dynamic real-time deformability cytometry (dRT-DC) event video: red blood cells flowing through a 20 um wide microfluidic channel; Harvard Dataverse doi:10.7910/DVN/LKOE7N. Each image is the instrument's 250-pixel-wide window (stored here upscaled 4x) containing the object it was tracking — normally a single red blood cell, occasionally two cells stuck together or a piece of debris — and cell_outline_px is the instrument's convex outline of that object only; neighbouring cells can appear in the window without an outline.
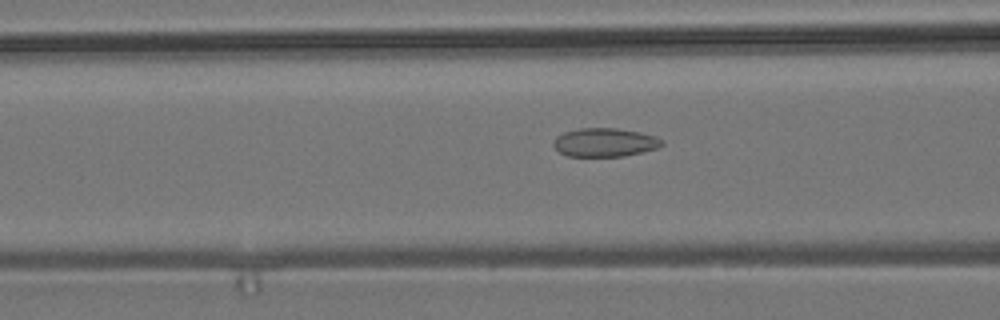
{"species": "common noctule bat (a hibernating species)", "species_latin": "Nyctalus noctula", "temperature_condition": "room temperature", "stored_images_in_passage": 36, "camera_frame_rate_fps": 3000, "um_per_image_px": 0.085, "animal": {"sex": "male", "body_mass_g": 19.2, "forearm_length_mm": 51.8}, "frame": {"image": 1, "passage_image": 14, "time_ms": 4.333, "image_size_px": [1000, 320], "cell_outline_px": [[664, 144], [660, 148], [624, 156], [568, 156], [560, 152], [552, 144], [556, 136], [564, 132], [580, 128], [616, 128], [640, 132], [656, 136], [664, 140]], "centroid_in_image_um": [51.45, 12.1], "position_along_channel_um": 115.2, "area_um2": 18.21}}
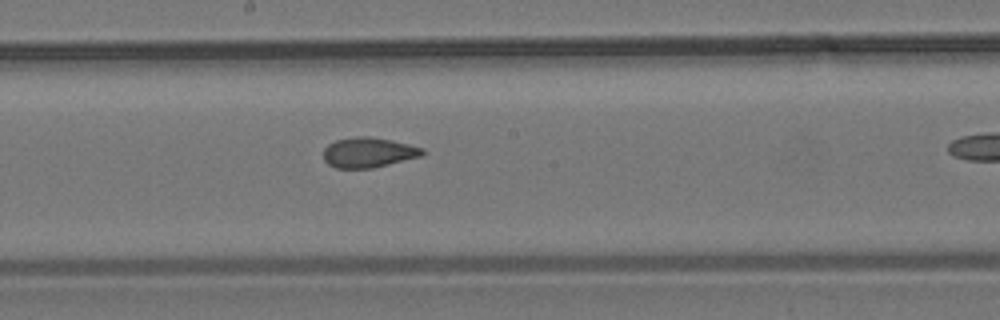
{"frame": {"image": 2, "passage_image": 22, "time_ms": 7.0, "image_size_px": [1000, 320], "cell_outline_px": [[424, 156], [372, 168], [336, 168], [328, 164], [324, 160], [324, 148], [328, 144], [336, 140], [356, 136], [368, 136], [392, 140], [424, 148]], "centroid_in_image_um": [31.33, 12.96], "position_along_channel_um": 216.9, "area_um2": 17.46}}
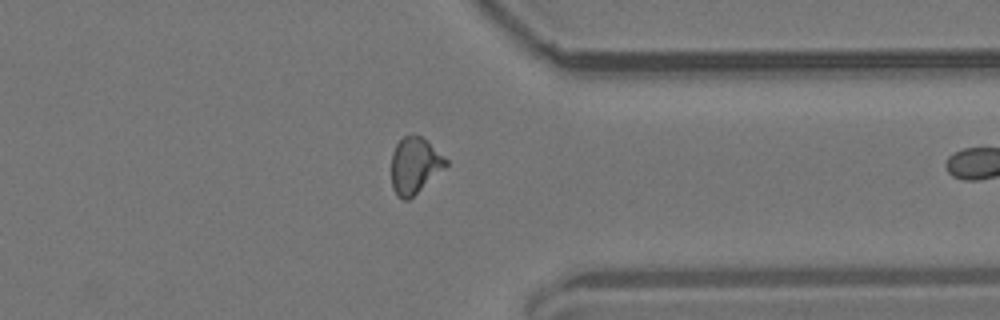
{"frame": {"image": 3, "passage_image": 35, "time_ms": 11.333, "image_size_px": [1000, 320], "cell_outline_px": [[448, 164], [408, 200], [404, 200], [396, 196], [392, 188], [392, 152], [396, 144], [404, 136], [420, 136], [444, 156], [448, 160]], "centroid_in_image_um": [35.22, 14.08], "position_along_channel_um": 376.2, "area_um2": 17.4}}